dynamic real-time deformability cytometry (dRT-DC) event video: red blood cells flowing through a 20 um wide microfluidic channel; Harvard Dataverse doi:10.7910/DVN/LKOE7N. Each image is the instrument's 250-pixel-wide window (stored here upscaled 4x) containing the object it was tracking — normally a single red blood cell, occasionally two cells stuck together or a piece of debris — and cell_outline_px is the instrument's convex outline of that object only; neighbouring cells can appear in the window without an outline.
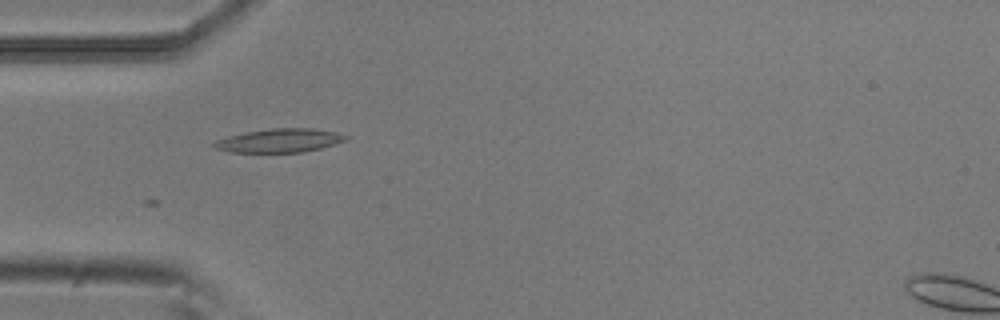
{"species": "common noctule bat (a hibernating species)", "species_latin": "Nyctalus noctula", "temperature_condition": "room temperature", "stored_images_in_passage": 40, "camera_frame_rate_fps": 3000, "um_per_image_px": 0.085, "animal": {"sex": "male", "body_mass_g": 20.5, "forearm_length_mm": 52.5}, "frame": {"image": 1, "passage_image": 2, "time_ms": 0.333, "image_size_px": [1000, 320], "cell_outline_px": [[348, 140], [320, 148], [300, 152], [232, 152], [216, 148], [212, 144], [216, 140], [228, 136], [244, 132], [272, 128], [312, 128], [336, 132], [348, 136]], "centroid_in_image_um": [23.77, 11.93], "position_along_channel_um": 61.2, "area_um2": 18.03}}
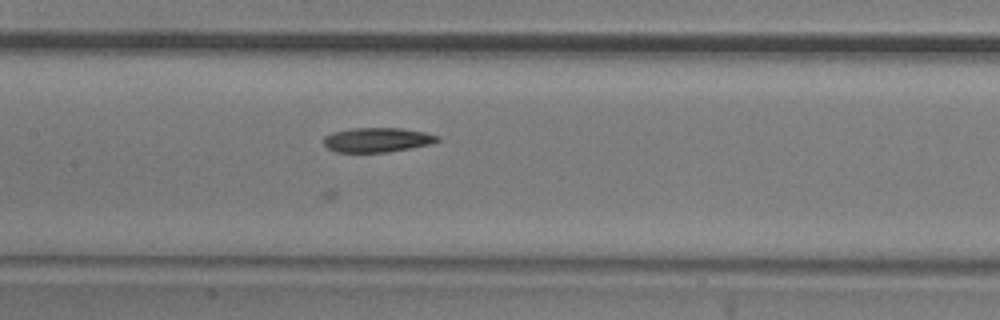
{"frame": {"image": 2, "passage_image": 11, "time_ms": 3.333, "image_size_px": [1000, 320], "cell_outline_px": [[440, 140], [432, 144], [388, 152], [336, 152], [328, 148], [324, 144], [324, 136], [332, 132], [348, 128], [400, 128], [424, 132], [440, 136]], "centroid_in_image_um": [32.06, 11.88], "position_along_channel_um": 175.3, "area_um2": 16.36}}
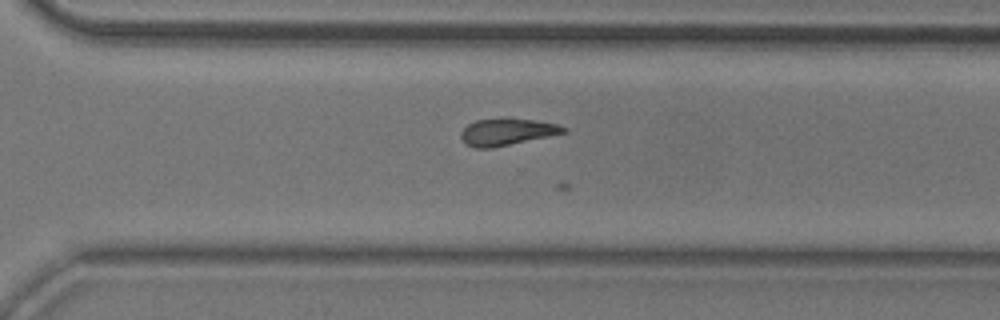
{"frame": {"image": 3, "passage_image": 23, "time_ms": 7.333, "image_size_px": [1000, 320], "cell_outline_px": [[568, 132], [492, 148], [476, 148], [464, 144], [460, 136], [460, 132], [468, 124], [476, 120], [532, 120], [556, 124], [568, 128]], "centroid_in_image_um": [43.07, 11.25], "position_along_channel_um": 327.5, "area_um2": 15.61}}